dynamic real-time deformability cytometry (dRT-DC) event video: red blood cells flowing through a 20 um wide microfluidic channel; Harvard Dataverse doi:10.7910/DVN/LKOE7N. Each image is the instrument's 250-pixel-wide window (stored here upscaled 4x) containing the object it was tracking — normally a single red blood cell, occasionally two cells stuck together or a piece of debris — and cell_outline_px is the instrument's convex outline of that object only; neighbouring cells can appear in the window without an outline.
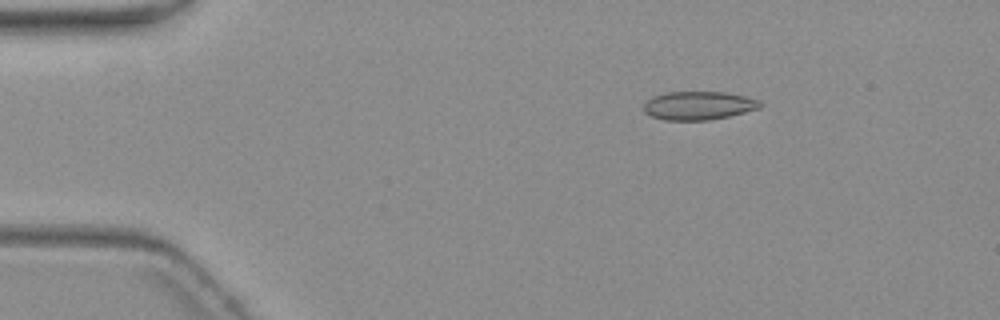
{"species": "common noctule bat (a hibernating species)", "species_latin": "Nyctalus noctula", "temperature_condition": "warm", "stored_images_in_passage": 4, "camera_frame_rate_fps": 3000, "um_per_image_px": 0.085, "animal": {"sex": "female", "body_mass_g": 19.3, "forearm_length_mm": 54.1}, "frame": {"image": 1, "passage_image": 4, "time_ms": 6.333, "image_size_px": [1000, 320], "cell_outline_px": [[764, 104], [760, 108], [728, 116], [708, 120], [664, 120], [652, 116], [644, 112], [644, 104], [652, 96], [668, 92], [724, 92], [744, 96], [760, 100]], "centroid_in_image_um": [59.39, 8.97], "position_along_channel_um": 25.6, "area_um2": 19.25}}